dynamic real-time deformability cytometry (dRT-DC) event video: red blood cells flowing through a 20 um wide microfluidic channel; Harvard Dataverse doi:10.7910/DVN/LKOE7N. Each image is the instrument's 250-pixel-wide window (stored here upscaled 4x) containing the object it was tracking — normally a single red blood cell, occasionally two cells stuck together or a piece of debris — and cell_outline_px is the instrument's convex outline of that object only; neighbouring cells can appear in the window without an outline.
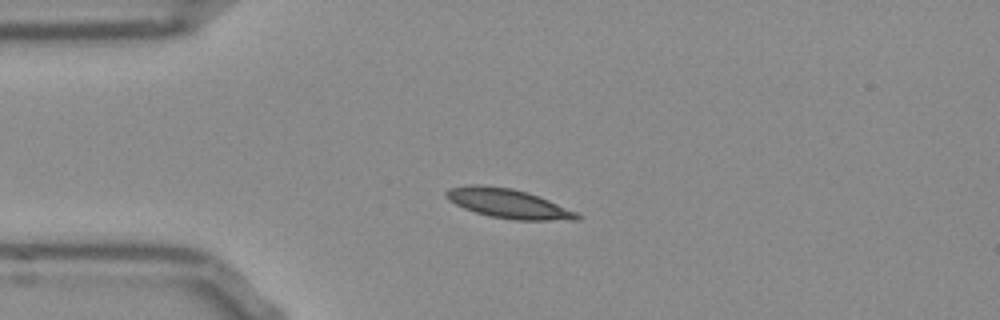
{"species": "Egyptian fruit bat (a non-hibernating species)", "species_latin": "Rousettus aegyptiacus", "temperature_condition": "room temperature", "stored_images_in_passage": 42, "camera_frame_rate_fps": 3000, "um_per_image_px": 0.085, "frame": {"image": 1, "passage_image": 1, "time_ms": 0.0, "image_size_px": [1000, 320], "cell_outline_px": [[580, 220], [516, 220], [488, 216], [464, 208], [448, 200], [444, 196], [444, 192], [448, 188], [468, 184], [480, 184], [512, 188], [528, 192], [548, 200], [576, 212], [580, 216]], "centroid_in_image_um": [43.14, 17.28], "position_along_channel_um": 41.9, "area_um2": 22.43}}
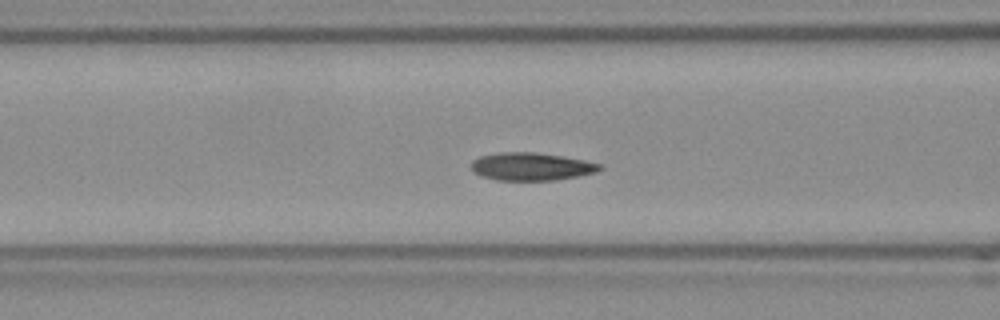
{"frame": {"image": 2, "passage_image": 9, "time_ms": 2.667, "image_size_px": [1000, 320], "cell_outline_px": [[604, 168], [596, 172], [556, 180], [496, 180], [480, 176], [472, 168], [472, 160], [480, 156], [500, 152], [536, 152], [584, 160], [600, 164]], "centroid_in_image_um": [45.15, 14.15], "position_along_channel_um": 121.4, "area_um2": 20.69}}
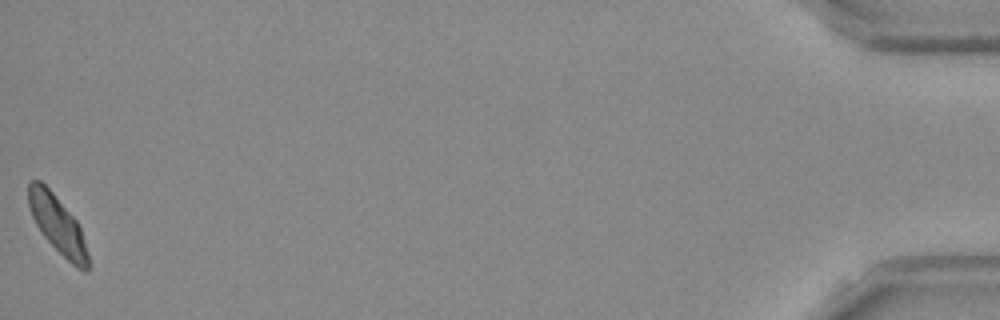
{"frame": {"image": 3, "passage_image": 42, "time_ms": 13.667, "image_size_px": [1000, 320], "cell_outline_px": [[92, 268], [84, 272], [76, 268], [44, 236], [36, 224], [32, 216], [28, 204], [28, 180], [40, 180], [52, 192], [76, 220], [80, 228], [92, 264]], "centroid_in_image_um": [4.93, 19.13], "position_along_channel_um": 430.3, "area_um2": 19.94}, "authors_computed_cell_mechanics": {"area_um2": 20.6057, "velocity_mm_per_s": 3.7381, "shape_relaxation_time_tau1_ms": 3.3228, "shape_relaxation_time_tau2_ms": 3.96, "deformation_change_tau1": 0.0955, "deformation_change_tau2": 0.0739}}